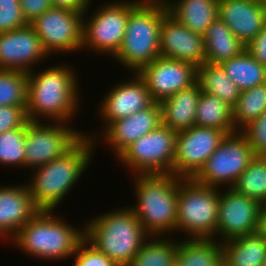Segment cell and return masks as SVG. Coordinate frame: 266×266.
Masks as SVG:
<instances>
[{"instance_id":"cell-17","label":"cell","mask_w":266,"mask_h":266,"mask_svg":"<svg viewBox=\"0 0 266 266\" xmlns=\"http://www.w3.org/2000/svg\"><path fill=\"white\" fill-rule=\"evenodd\" d=\"M49 57L40 38L29 24L20 29L0 33V69L29 73Z\"/></svg>"},{"instance_id":"cell-30","label":"cell","mask_w":266,"mask_h":266,"mask_svg":"<svg viewBox=\"0 0 266 266\" xmlns=\"http://www.w3.org/2000/svg\"><path fill=\"white\" fill-rule=\"evenodd\" d=\"M266 111V83L241 91L233 107V124L242 131Z\"/></svg>"},{"instance_id":"cell-41","label":"cell","mask_w":266,"mask_h":266,"mask_svg":"<svg viewBox=\"0 0 266 266\" xmlns=\"http://www.w3.org/2000/svg\"><path fill=\"white\" fill-rule=\"evenodd\" d=\"M92 1L93 0H51V3L55 8H64L84 14L90 10Z\"/></svg>"},{"instance_id":"cell-16","label":"cell","mask_w":266,"mask_h":266,"mask_svg":"<svg viewBox=\"0 0 266 266\" xmlns=\"http://www.w3.org/2000/svg\"><path fill=\"white\" fill-rule=\"evenodd\" d=\"M132 76L131 80L112 85L105 97L100 100L98 116L105 126H102L101 132L110 123L142 111L154 103L145 81L138 73H133Z\"/></svg>"},{"instance_id":"cell-29","label":"cell","mask_w":266,"mask_h":266,"mask_svg":"<svg viewBox=\"0 0 266 266\" xmlns=\"http://www.w3.org/2000/svg\"><path fill=\"white\" fill-rule=\"evenodd\" d=\"M195 126L216 128L226 134L237 132L233 124V108L223 100L201 93L196 110Z\"/></svg>"},{"instance_id":"cell-24","label":"cell","mask_w":266,"mask_h":266,"mask_svg":"<svg viewBox=\"0 0 266 266\" xmlns=\"http://www.w3.org/2000/svg\"><path fill=\"white\" fill-rule=\"evenodd\" d=\"M222 261L227 266H263L266 247L259 232L224 241Z\"/></svg>"},{"instance_id":"cell-22","label":"cell","mask_w":266,"mask_h":266,"mask_svg":"<svg viewBox=\"0 0 266 266\" xmlns=\"http://www.w3.org/2000/svg\"><path fill=\"white\" fill-rule=\"evenodd\" d=\"M202 90L198 83L166 98L161 106L162 125L176 132L195 126L196 110Z\"/></svg>"},{"instance_id":"cell-7","label":"cell","mask_w":266,"mask_h":266,"mask_svg":"<svg viewBox=\"0 0 266 266\" xmlns=\"http://www.w3.org/2000/svg\"><path fill=\"white\" fill-rule=\"evenodd\" d=\"M220 190L194 178H179L175 232L186 239H215Z\"/></svg>"},{"instance_id":"cell-6","label":"cell","mask_w":266,"mask_h":266,"mask_svg":"<svg viewBox=\"0 0 266 266\" xmlns=\"http://www.w3.org/2000/svg\"><path fill=\"white\" fill-rule=\"evenodd\" d=\"M167 12L164 0H142L129 14L124 39L114 60L138 73L160 57L159 32Z\"/></svg>"},{"instance_id":"cell-34","label":"cell","mask_w":266,"mask_h":266,"mask_svg":"<svg viewBox=\"0 0 266 266\" xmlns=\"http://www.w3.org/2000/svg\"><path fill=\"white\" fill-rule=\"evenodd\" d=\"M26 123L0 134V165L25 168Z\"/></svg>"},{"instance_id":"cell-42","label":"cell","mask_w":266,"mask_h":266,"mask_svg":"<svg viewBox=\"0 0 266 266\" xmlns=\"http://www.w3.org/2000/svg\"><path fill=\"white\" fill-rule=\"evenodd\" d=\"M258 232H266V204L261 205Z\"/></svg>"},{"instance_id":"cell-14","label":"cell","mask_w":266,"mask_h":266,"mask_svg":"<svg viewBox=\"0 0 266 266\" xmlns=\"http://www.w3.org/2000/svg\"><path fill=\"white\" fill-rule=\"evenodd\" d=\"M220 190L216 238L220 243L258 232L261 204L236 192L233 188ZM224 192V193H223Z\"/></svg>"},{"instance_id":"cell-39","label":"cell","mask_w":266,"mask_h":266,"mask_svg":"<svg viewBox=\"0 0 266 266\" xmlns=\"http://www.w3.org/2000/svg\"><path fill=\"white\" fill-rule=\"evenodd\" d=\"M51 7V0H20V8L28 24Z\"/></svg>"},{"instance_id":"cell-38","label":"cell","mask_w":266,"mask_h":266,"mask_svg":"<svg viewBox=\"0 0 266 266\" xmlns=\"http://www.w3.org/2000/svg\"><path fill=\"white\" fill-rule=\"evenodd\" d=\"M28 121L26 107H0V134L22 127Z\"/></svg>"},{"instance_id":"cell-25","label":"cell","mask_w":266,"mask_h":266,"mask_svg":"<svg viewBox=\"0 0 266 266\" xmlns=\"http://www.w3.org/2000/svg\"><path fill=\"white\" fill-rule=\"evenodd\" d=\"M203 36L205 63L221 64L236 57L246 48L219 17L212 22Z\"/></svg>"},{"instance_id":"cell-15","label":"cell","mask_w":266,"mask_h":266,"mask_svg":"<svg viewBox=\"0 0 266 266\" xmlns=\"http://www.w3.org/2000/svg\"><path fill=\"white\" fill-rule=\"evenodd\" d=\"M138 75L145 81L154 102L160 103L197 83V67L191 63L158 57Z\"/></svg>"},{"instance_id":"cell-9","label":"cell","mask_w":266,"mask_h":266,"mask_svg":"<svg viewBox=\"0 0 266 266\" xmlns=\"http://www.w3.org/2000/svg\"><path fill=\"white\" fill-rule=\"evenodd\" d=\"M176 137V131L161 124L129 145L117 160L133 175L173 174Z\"/></svg>"},{"instance_id":"cell-10","label":"cell","mask_w":266,"mask_h":266,"mask_svg":"<svg viewBox=\"0 0 266 266\" xmlns=\"http://www.w3.org/2000/svg\"><path fill=\"white\" fill-rule=\"evenodd\" d=\"M254 157L248 139L241 131L226 134L193 178L207 186L221 188L228 184L231 188Z\"/></svg>"},{"instance_id":"cell-46","label":"cell","mask_w":266,"mask_h":266,"mask_svg":"<svg viewBox=\"0 0 266 266\" xmlns=\"http://www.w3.org/2000/svg\"><path fill=\"white\" fill-rule=\"evenodd\" d=\"M218 266H227V265L223 261H221Z\"/></svg>"},{"instance_id":"cell-32","label":"cell","mask_w":266,"mask_h":266,"mask_svg":"<svg viewBox=\"0 0 266 266\" xmlns=\"http://www.w3.org/2000/svg\"><path fill=\"white\" fill-rule=\"evenodd\" d=\"M231 188L266 204V157L255 156Z\"/></svg>"},{"instance_id":"cell-11","label":"cell","mask_w":266,"mask_h":266,"mask_svg":"<svg viewBox=\"0 0 266 266\" xmlns=\"http://www.w3.org/2000/svg\"><path fill=\"white\" fill-rule=\"evenodd\" d=\"M62 122L27 121L25 170H32L63 156L85 134Z\"/></svg>"},{"instance_id":"cell-3","label":"cell","mask_w":266,"mask_h":266,"mask_svg":"<svg viewBox=\"0 0 266 266\" xmlns=\"http://www.w3.org/2000/svg\"><path fill=\"white\" fill-rule=\"evenodd\" d=\"M89 218L84 239L117 266H128L150 237L128 206Z\"/></svg>"},{"instance_id":"cell-27","label":"cell","mask_w":266,"mask_h":266,"mask_svg":"<svg viewBox=\"0 0 266 266\" xmlns=\"http://www.w3.org/2000/svg\"><path fill=\"white\" fill-rule=\"evenodd\" d=\"M176 260L181 266H218L222 261V244L215 239H181Z\"/></svg>"},{"instance_id":"cell-13","label":"cell","mask_w":266,"mask_h":266,"mask_svg":"<svg viewBox=\"0 0 266 266\" xmlns=\"http://www.w3.org/2000/svg\"><path fill=\"white\" fill-rule=\"evenodd\" d=\"M225 136L222 130L201 126L177 132L173 175L193 178Z\"/></svg>"},{"instance_id":"cell-43","label":"cell","mask_w":266,"mask_h":266,"mask_svg":"<svg viewBox=\"0 0 266 266\" xmlns=\"http://www.w3.org/2000/svg\"><path fill=\"white\" fill-rule=\"evenodd\" d=\"M264 240V244H265V247H266V232H259Z\"/></svg>"},{"instance_id":"cell-21","label":"cell","mask_w":266,"mask_h":266,"mask_svg":"<svg viewBox=\"0 0 266 266\" xmlns=\"http://www.w3.org/2000/svg\"><path fill=\"white\" fill-rule=\"evenodd\" d=\"M218 14L245 46L256 37L266 23L261 0H219Z\"/></svg>"},{"instance_id":"cell-1","label":"cell","mask_w":266,"mask_h":266,"mask_svg":"<svg viewBox=\"0 0 266 266\" xmlns=\"http://www.w3.org/2000/svg\"><path fill=\"white\" fill-rule=\"evenodd\" d=\"M61 65L28 73L26 114L29 121L69 124L79 112L81 95L77 73L71 68L73 65Z\"/></svg>"},{"instance_id":"cell-35","label":"cell","mask_w":266,"mask_h":266,"mask_svg":"<svg viewBox=\"0 0 266 266\" xmlns=\"http://www.w3.org/2000/svg\"><path fill=\"white\" fill-rule=\"evenodd\" d=\"M27 25L20 8V0H0V33Z\"/></svg>"},{"instance_id":"cell-36","label":"cell","mask_w":266,"mask_h":266,"mask_svg":"<svg viewBox=\"0 0 266 266\" xmlns=\"http://www.w3.org/2000/svg\"><path fill=\"white\" fill-rule=\"evenodd\" d=\"M73 256L74 266H117L108 256L96 250L85 239L79 243Z\"/></svg>"},{"instance_id":"cell-26","label":"cell","mask_w":266,"mask_h":266,"mask_svg":"<svg viewBox=\"0 0 266 266\" xmlns=\"http://www.w3.org/2000/svg\"><path fill=\"white\" fill-rule=\"evenodd\" d=\"M197 83L202 92L223 100L232 108L241 94L240 88L227 76L221 64L204 63L197 67Z\"/></svg>"},{"instance_id":"cell-12","label":"cell","mask_w":266,"mask_h":266,"mask_svg":"<svg viewBox=\"0 0 266 266\" xmlns=\"http://www.w3.org/2000/svg\"><path fill=\"white\" fill-rule=\"evenodd\" d=\"M29 25L40 38L42 47L49 56H54L58 52L62 54L82 50L83 14L81 13L51 7Z\"/></svg>"},{"instance_id":"cell-4","label":"cell","mask_w":266,"mask_h":266,"mask_svg":"<svg viewBox=\"0 0 266 266\" xmlns=\"http://www.w3.org/2000/svg\"><path fill=\"white\" fill-rule=\"evenodd\" d=\"M134 201L130 206L149 236L175 232L179 178L173 174L134 175ZM171 232V233H170Z\"/></svg>"},{"instance_id":"cell-18","label":"cell","mask_w":266,"mask_h":266,"mask_svg":"<svg viewBox=\"0 0 266 266\" xmlns=\"http://www.w3.org/2000/svg\"><path fill=\"white\" fill-rule=\"evenodd\" d=\"M161 57L184 61L200 67L205 63L204 36L192 32L168 12L159 32Z\"/></svg>"},{"instance_id":"cell-28","label":"cell","mask_w":266,"mask_h":266,"mask_svg":"<svg viewBox=\"0 0 266 266\" xmlns=\"http://www.w3.org/2000/svg\"><path fill=\"white\" fill-rule=\"evenodd\" d=\"M221 66L241 91L266 83V66L255 60L246 49L223 61Z\"/></svg>"},{"instance_id":"cell-40","label":"cell","mask_w":266,"mask_h":266,"mask_svg":"<svg viewBox=\"0 0 266 266\" xmlns=\"http://www.w3.org/2000/svg\"><path fill=\"white\" fill-rule=\"evenodd\" d=\"M245 49L255 60L266 66V23L256 37L246 45Z\"/></svg>"},{"instance_id":"cell-44","label":"cell","mask_w":266,"mask_h":266,"mask_svg":"<svg viewBox=\"0 0 266 266\" xmlns=\"http://www.w3.org/2000/svg\"><path fill=\"white\" fill-rule=\"evenodd\" d=\"M170 266H181L179 262L175 259Z\"/></svg>"},{"instance_id":"cell-45","label":"cell","mask_w":266,"mask_h":266,"mask_svg":"<svg viewBox=\"0 0 266 266\" xmlns=\"http://www.w3.org/2000/svg\"><path fill=\"white\" fill-rule=\"evenodd\" d=\"M261 3L263 5V8H264L265 14H266V0H261Z\"/></svg>"},{"instance_id":"cell-5","label":"cell","mask_w":266,"mask_h":266,"mask_svg":"<svg viewBox=\"0 0 266 266\" xmlns=\"http://www.w3.org/2000/svg\"><path fill=\"white\" fill-rule=\"evenodd\" d=\"M63 220L53 211H38L9 242L24 254L45 261L73 257L84 239V226L78 229Z\"/></svg>"},{"instance_id":"cell-23","label":"cell","mask_w":266,"mask_h":266,"mask_svg":"<svg viewBox=\"0 0 266 266\" xmlns=\"http://www.w3.org/2000/svg\"><path fill=\"white\" fill-rule=\"evenodd\" d=\"M168 13L192 32L204 35L218 18L219 0H164Z\"/></svg>"},{"instance_id":"cell-2","label":"cell","mask_w":266,"mask_h":266,"mask_svg":"<svg viewBox=\"0 0 266 266\" xmlns=\"http://www.w3.org/2000/svg\"><path fill=\"white\" fill-rule=\"evenodd\" d=\"M86 133L63 156L32 170L27 184L39 211H55L90 166L99 138ZM97 139V140H96Z\"/></svg>"},{"instance_id":"cell-37","label":"cell","mask_w":266,"mask_h":266,"mask_svg":"<svg viewBox=\"0 0 266 266\" xmlns=\"http://www.w3.org/2000/svg\"><path fill=\"white\" fill-rule=\"evenodd\" d=\"M241 132L247 137L254 155L266 157V111Z\"/></svg>"},{"instance_id":"cell-20","label":"cell","mask_w":266,"mask_h":266,"mask_svg":"<svg viewBox=\"0 0 266 266\" xmlns=\"http://www.w3.org/2000/svg\"><path fill=\"white\" fill-rule=\"evenodd\" d=\"M38 211L27 183L0 185V238L12 240Z\"/></svg>"},{"instance_id":"cell-8","label":"cell","mask_w":266,"mask_h":266,"mask_svg":"<svg viewBox=\"0 0 266 266\" xmlns=\"http://www.w3.org/2000/svg\"><path fill=\"white\" fill-rule=\"evenodd\" d=\"M141 1H110L96 8L88 17V11L85 12L82 49H91L92 53L95 51L101 56L109 54L113 58L122 45L129 14Z\"/></svg>"},{"instance_id":"cell-33","label":"cell","mask_w":266,"mask_h":266,"mask_svg":"<svg viewBox=\"0 0 266 266\" xmlns=\"http://www.w3.org/2000/svg\"><path fill=\"white\" fill-rule=\"evenodd\" d=\"M27 82V72L0 69V107H26Z\"/></svg>"},{"instance_id":"cell-19","label":"cell","mask_w":266,"mask_h":266,"mask_svg":"<svg viewBox=\"0 0 266 266\" xmlns=\"http://www.w3.org/2000/svg\"><path fill=\"white\" fill-rule=\"evenodd\" d=\"M162 124L161 106L154 102L150 107L126 118L110 123L100 132L103 141L110 146L116 158L134 141L150 133Z\"/></svg>"},{"instance_id":"cell-31","label":"cell","mask_w":266,"mask_h":266,"mask_svg":"<svg viewBox=\"0 0 266 266\" xmlns=\"http://www.w3.org/2000/svg\"><path fill=\"white\" fill-rule=\"evenodd\" d=\"M177 244L165 235L150 236L128 266H170L176 259Z\"/></svg>"}]
</instances>
